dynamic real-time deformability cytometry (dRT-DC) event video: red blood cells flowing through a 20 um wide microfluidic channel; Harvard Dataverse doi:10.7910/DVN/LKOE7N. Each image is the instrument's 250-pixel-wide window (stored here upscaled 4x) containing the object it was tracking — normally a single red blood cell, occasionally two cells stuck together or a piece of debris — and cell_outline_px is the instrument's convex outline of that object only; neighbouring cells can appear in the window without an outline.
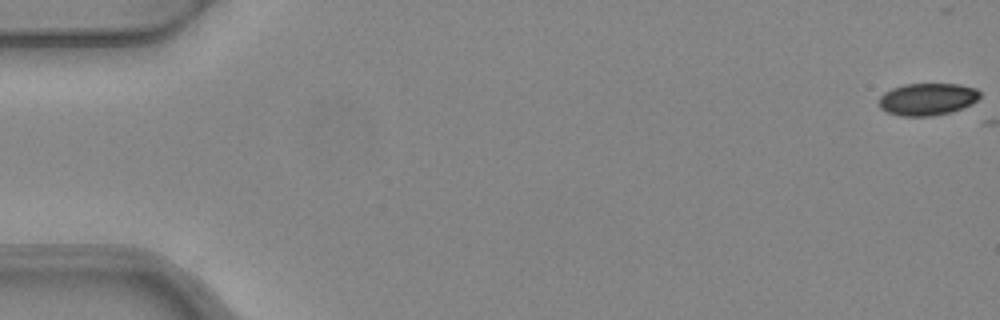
{"species": "common noctule bat (a hibernating species)", "species_latin": "Nyctalus noctula", "temperature_condition": "warm", "stored_images_in_passage": 4, "camera_frame_rate_fps": 3000, "um_per_image_px": 0.085, "animal": {"sex": "female", "body_mass_g": 24.6, "forearm_length_mm": 56.2}, "frame": {"image": 1, "passage_image": 1, "time_ms": 0.0, "image_size_px": [1000, 320], "cell_outline_px": [[980, 96], [972, 104], [952, 112], [932, 116], [900, 116], [888, 112], [880, 108], [880, 96], [884, 92], [892, 88], [904, 84], [960, 84], [976, 88], [980, 92]], "centroid_in_image_um": [78.84, 8.43], "position_along_channel_um": 6.2, "area_um2": 19.02}}